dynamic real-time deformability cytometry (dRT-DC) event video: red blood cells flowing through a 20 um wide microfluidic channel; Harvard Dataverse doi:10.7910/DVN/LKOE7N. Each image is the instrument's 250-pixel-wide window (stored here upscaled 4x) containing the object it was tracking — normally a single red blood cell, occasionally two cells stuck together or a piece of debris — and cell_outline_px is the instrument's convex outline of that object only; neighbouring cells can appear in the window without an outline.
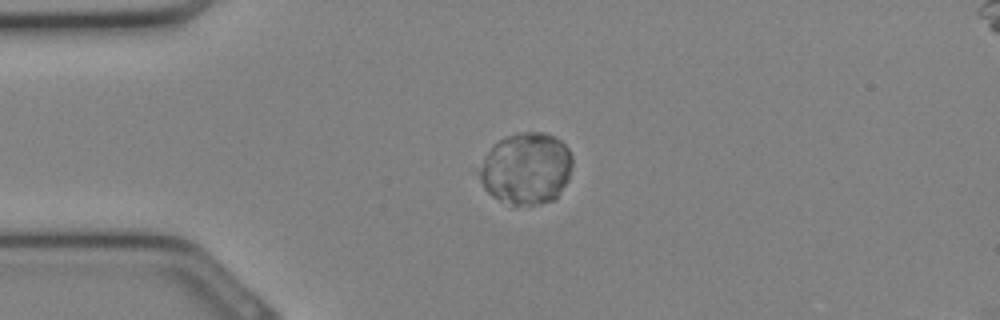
{"species": "Egyptian fruit bat (a non-hibernating species)", "species_latin": "Rousettus aegyptiacus", "temperature_condition": "cold", "stored_images_in_passage": 33, "camera_frame_rate_fps": 3000, "um_per_image_px": 0.085, "animal": {"sex": "female"}, "frame": {"image": 1, "passage_image": 8, "time_ms": 2.333, "image_size_px": [1000, 320], "cell_outline_px": [[572, 164], [568, 180], [556, 200], [540, 204], [512, 204], [500, 200], [492, 196], [484, 188], [480, 180], [480, 168], [488, 152], [504, 136], [520, 132], [544, 132], [560, 140], [568, 148], [572, 156]], "centroid_in_image_um": [44.77, 14.33], "position_along_channel_um": 40.2, "area_um2": 38.73}}
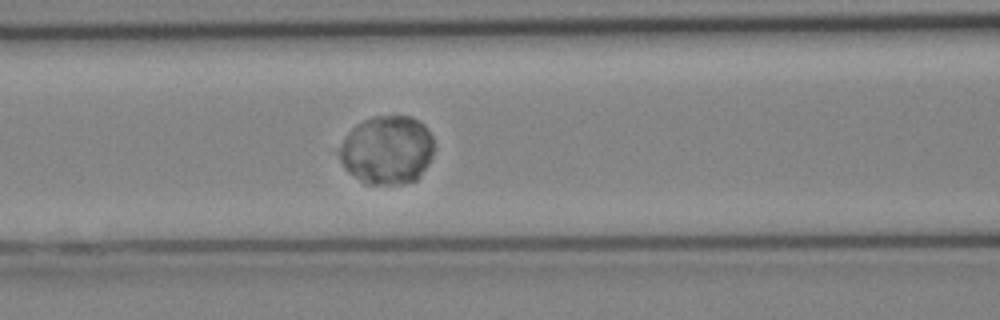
{"frame": {"image": 2, "passage_image": 14, "time_ms": 4.333, "image_size_px": [1000, 320], "cell_outline_px": [[432, 156], [428, 164], [416, 180], [400, 184], [364, 184], [348, 172], [344, 168], [340, 160], [340, 148], [344, 140], [352, 128], [356, 124], [364, 120], [376, 116], [408, 116], [424, 124], [432, 136]], "centroid_in_image_um": [32.89, 12.76], "position_along_channel_um": 133.7, "area_um2": 37.63}}
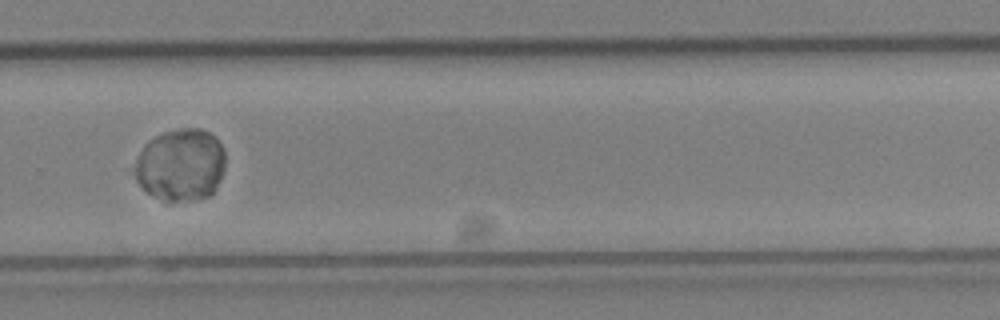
{"frame": {"image": 3, "passage_image": 23, "time_ms": 7.333, "image_size_px": [1000, 320], "cell_outline_px": [[224, 168], [220, 180], [216, 188], [208, 196], [196, 200], [168, 204], [164, 204], [148, 192], [136, 180], [136, 160], [144, 144], [148, 140], [164, 132], [180, 128], [200, 128], [208, 132], [224, 148]], "centroid_in_image_um": [15.35, 14.06], "position_along_channel_um": 314.4, "area_um2": 38.55}}